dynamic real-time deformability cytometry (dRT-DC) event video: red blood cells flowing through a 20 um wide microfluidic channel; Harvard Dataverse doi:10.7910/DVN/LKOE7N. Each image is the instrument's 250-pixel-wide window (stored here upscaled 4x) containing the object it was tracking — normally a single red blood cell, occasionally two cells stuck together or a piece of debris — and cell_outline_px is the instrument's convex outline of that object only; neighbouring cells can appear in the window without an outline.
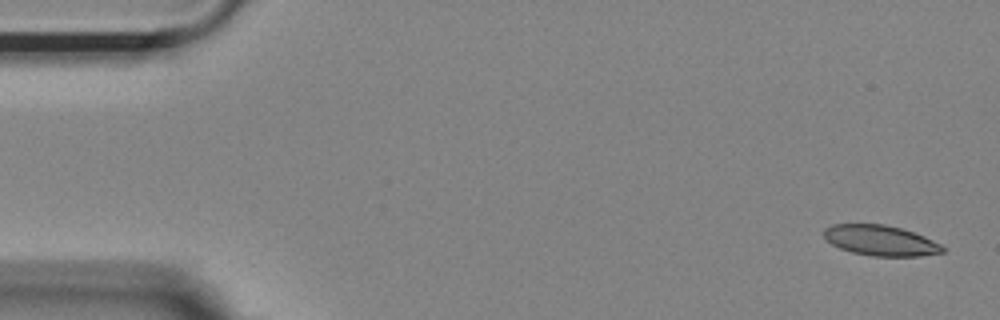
{"species": "Egyptian fruit bat (a non-hibernating species)", "species_latin": "Rousettus aegyptiacus", "temperature_condition": "room temperature", "stored_images_in_passage": 14, "camera_frame_rate_fps": 3000, "um_per_image_px": 0.085, "animal": {"sex": "female"}, "frame": {"image": 1, "passage_image": 1, "time_ms": 0.0, "image_size_px": [1000, 320], "cell_outline_px": [[944, 252], [920, 256], [872, 256], [852, 252], [840, 248], [832, 244], [824, 236], [824, 228], [832, 224], [884, 224], [900, 228], [924, 236], [940, 244], [944, 248]], "centroid_in_image_um": [74.83, 20.44], "position_along_channel_um": 10.2, "area_um2": 20.87}}
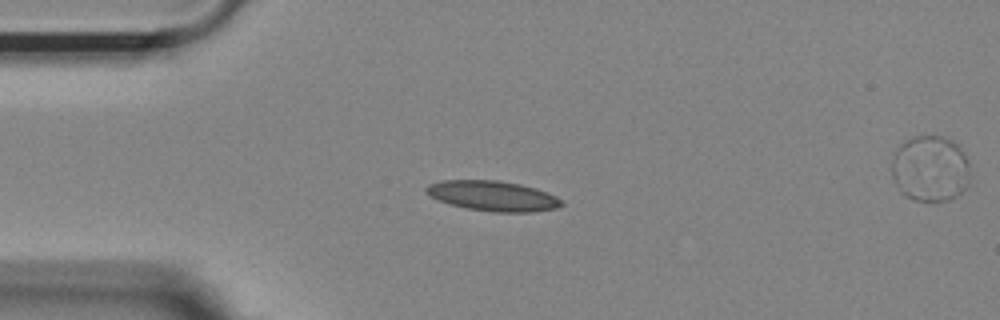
{"frame": {"image": 2, "passage_image": 12, "time_ms": 3.667, "image_size_px": [1000, 320], "cell_outline_px": [[564, 204], [556, 208], [532, 212], [492, 212], [468, 208], [452, 204], [440, 200], [424, 192], [424, 188], [428, 184], [440, 180], [500, 180], [520, 184], [536, 188], [556, 196]], "centroid_in_image_um": [41.88, 16.64], "position_along_channel_um": 43.1, "area_um2": 23.7}}